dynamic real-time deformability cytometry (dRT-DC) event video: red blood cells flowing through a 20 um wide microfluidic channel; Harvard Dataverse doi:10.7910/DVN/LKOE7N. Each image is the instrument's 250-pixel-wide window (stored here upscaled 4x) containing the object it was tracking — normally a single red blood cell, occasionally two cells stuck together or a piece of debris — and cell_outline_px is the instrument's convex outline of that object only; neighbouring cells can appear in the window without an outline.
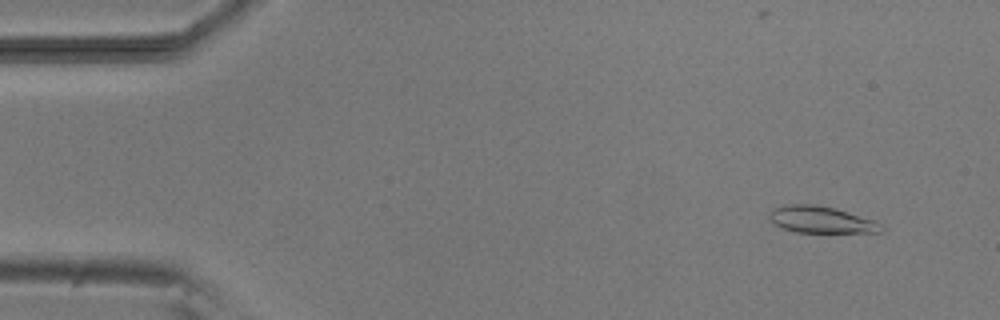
{"species": "common noctule bat (a hibernating species)", "species_latin": "Nyctalus noctula", "temperature_condition": "room temperature", "stored_images_in_passage": 52, "camera_frame_rate_fps": 3000, "um_per_image_px": 0.085, "animal": {"sex": "male", "body_mass_g": 20.5, "forearm_length_mm": 52.5}, "frame": {"image": 1, "passage_image": 4, "time_ms": 1.0, "image_size_px": [1000, 320], "cell_outline_px": [[884, 228], [880, 232], [796, 232], [784, 228], [768, 220], [768, 212], [772, 208], [784, 204], [816, 204], [832, 208], [876, 220]], "centroid_in_image_um": [69.74, 18.66], "position_along_channel_um": 15.3, "area_um2": 17.4}}
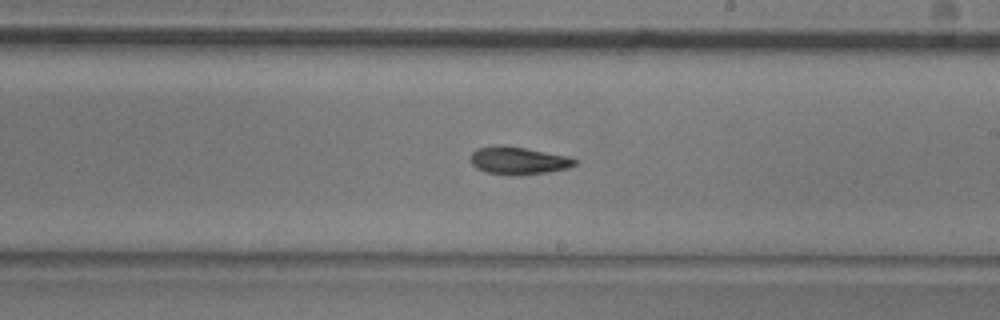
{"frame": {"image": 2, "passage_image": 30, "time_ms": 9.667, "image_size_px": [1000, 320], "cell_outline_px": [[576, 164], [568, 168], [548, 172], [520, 176], [484, 172], [476, 168], [472, 164], [472, 152], [476, 148], [496, 144], [504, 144], [564, 156], [576, 160]], "centroid_in_image_um": [44.0, 13.65], "position_along_channel_um": 245.0, "area_um2": 16.76}}
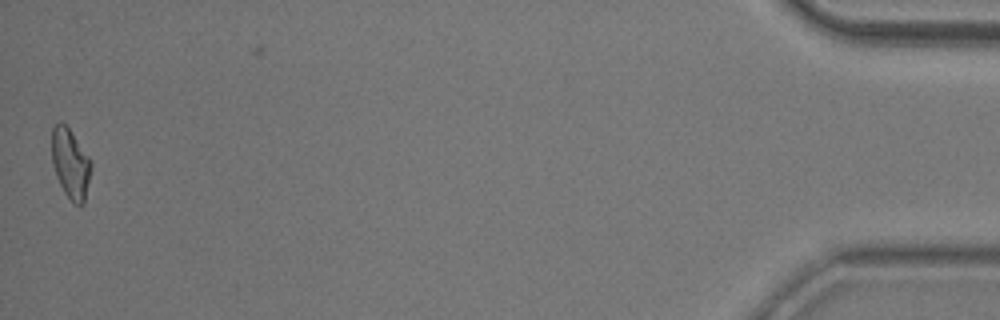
{"frame": {"image": 3, "passage_image": 52, "time_ms": 17.0, "image_size_px": [1000, 320], "cell_outline_px": [[92, 168], [84, 204], [76, 204], [64, 192], [56, 176], [52, 164], [52, 128], [60, 120], [68, 128], [92, 160]], "centroid_in_image_um": [6.0, 13.9], "position_along_channel_um": 429.2, "area_um2": 15.95}, "authors_computed_cell_mechanics": {"area_um2": 16.6753, "velocity_mm_per_s": 3.8221, "shape_relaxation_time_tau1_ms": 3.4969, "shape_relaxation_time_tau2_ms": 5.882, "deformation_change_tau1": 0.1644, "deformation_change_tau2": 0.1392}}